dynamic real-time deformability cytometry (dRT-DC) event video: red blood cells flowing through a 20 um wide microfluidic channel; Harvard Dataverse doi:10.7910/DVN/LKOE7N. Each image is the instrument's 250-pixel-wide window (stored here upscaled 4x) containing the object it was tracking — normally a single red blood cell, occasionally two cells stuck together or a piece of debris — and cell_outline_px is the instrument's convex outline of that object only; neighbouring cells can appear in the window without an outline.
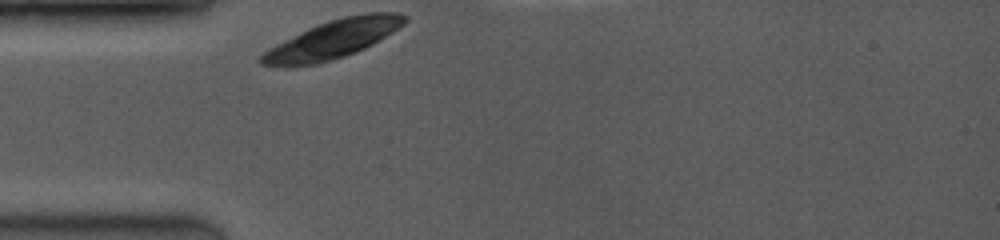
{"species": "common noctule bat (a hibernating species)", "species_latin": "Nyctalus noctula", "temperature_condition": "room temperature", "stored_images_in_passage": 4, "camera_frame_rate_fps": 3500, "um_per_image_px": 0.085, "animal": {"sex": "female", "body_mass_g": 19.0, "forearm_length_mm": 53.3}, "frame": {"image": 1, "passage_image": 1, "time_ms": 0.0, "image_size_px": [1000, 240], "cell_outline_px": [[408, 20], [404, 24], [392, 32], [372, 44], [356, 52], [332, 60], [316, 64], [260, 64], [260, 56], [268, 48], [308, 28], [344, 16], [368, 12], [396, 12], [408, 16]], "centroid_in_image_um": [28.38, 3.3], "position_along_channel_um": 56.6, "area_um2": 31.1}}
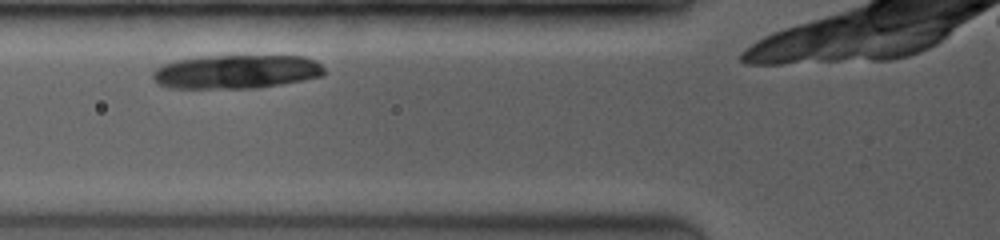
{"frame": {"image": 2, "passage_image": 4, "time_ms": 1.429, "image_size_px": [1000, 240], "cell_outline_px": [[324, 76], [280, 84], [256, 88], [172, 88], [160, 84], [152, 76], [152, 72], [156, 68], [164, 64], [176, 60], [200, 56], [304, 56], [316, 60], [324, 68]], "centroid_in_image_um": [20.1, 6.09], "position_along_channel_um": 105.7, "area_um2": 33.76}}